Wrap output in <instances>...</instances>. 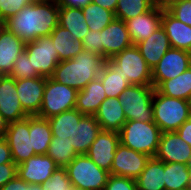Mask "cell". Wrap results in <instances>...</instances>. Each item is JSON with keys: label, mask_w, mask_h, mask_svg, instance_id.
Returning <instances> with one entry per match:
<instances>
[{"label": "cell", "mask_w": 191, "mask_h": 190, "mask_svg": "<svg viewBox=\"0 0 191 190\" xmlns=\"http://www.w3.org/2000/svg\"><path fill=\"white\" fill-rule=\"evenodd\" d=\"M48 121L53 135L51 142L71 145L78 154H86L102 130L94 115H84L76 108Z\"/></svg>", "instance_id": "obj_1"}, {"label": "cell", "mask_w": 191, "mask_h": 190, "mask_svg": "<svg viewBox=\"0 0 191 190\" xmlns=\"http://www.w3.org/2000/svg\"><path fill=\"white\" fill-rule=\"evenodd\" d=\"M59 5L57 2L30 3L5 21L6 28L24 43L38 37L50 36L58 26Z\"/></svg>", "instance_id": "obj_2"}, {"label": "cell", "mask_w": 191, "mask_h": 190, "mask_svg": "<svg viewBox=\"0 0 191 190\" xmlns=\"http://www.w3.org/2000/svg\"><path fill=\"white\" fill-rule=\"evenodd\" d=\"M105 62L101 55L83 50L72 59L60 61L51 78L80 91L99 77Z\"/></svg>", "instance_id": "obj_3"}, {"label": "cell", "mask_w": 191, "mask_h": 190, "mask_svg": "<svg viewBox=\"0 0 191 190\" xmlns=\"http://www.w3.org/2000/svg\"><path fill=\"white\" fill-rule=\"evenodd\" d=\"M106 63L115 72H120L129 85H152V69L136 45L117 53L111 59H107Z\"/></svg>", "instance_id": "obj_4"}, {"label": "cell", "mask_w": 191, "mask_h": 190, "mask_svg": "<svg viewBox=\"0 0 191 190\" xmlns=\"http://www.w3.org/2000/svg\"><path fill=\"white\" fill-rule=\"evenodd\" d=\"M161 130L154 122L129 120L119 132L120 143L149 157L156 155Z\"/></svg>", "instance_id": "obj_5"}, {"label": "cell", "mask_w": 191, "mask_h": 190, "mask_svg": "<svg viewBox=\"0 0 191 190\" xmlns=\"http://www.w3.org/2000/svg\"><path fill=\"white\" fill-rule=\"evenodd\" d=\"M153 120L161 132H173L191 117L187 100L159 93L153 97Z\"/></svg>", "instance_id": "obj_6"}, {"label": "cell", "mask_w": 191, "mask_h": 190, "mask_svg": "<svg viewBox=\"0 0 191 190\" xmlns=\"http://www.w3.org/2000/svg\"><path fill=\"white\" fill-rule=\"evenodd\" d=\"M154 92L153 85H130L123 91L119 101L127 121L154 122Z\"/></svg>", "instance_id": "obj_7"}, {"label": "cell", "mask_w": 191, "mask_h": 190, "mask_svg": "<svg viewBox=\"0 0 191 190\" xmlns=\"http://www.w3.org/2000/svg\"><path fill=\"white\" fill-rule=\"evenodd\" d=\"M65 168L71 185L85 190H103L110 175L86 154H78Z\"/></svg>", "instance_id": "obj_8"}, {"label": "cell", "mask_w": 191, "mask_h": 190, "mask_svg": "<svg viewBox=\"0 0 191 190\" xmlns=\"http://www.w3.org/2000/svg\"><path fill=\"white\" fill-rule=\"evenodd\" d=\"M78 91L46 78L43 101L39 113L41 118L49 119L55 115L75 109Z\"/></svg>", "instance_id": "obj_9"}, {"label": "cell", "mask_w": 191, "mask_h": 190, "mask_svg": "<svg viewBox=\"0 0 191 190\" xmlns=\"http://www.w3.org/2000/svg\"><path fill=\"white\" fill-rule=\"evenodd\" d=\"M25 51L31 61L32 69L42 77H52L60 60L50 36L38 37L35 41L26 43Z\"/></svg>", "instance_id": "obj_10"}, {"label": "cell", "mask_w": 191, "mask_h": 190, "mask_svg": "<svg viewBox=\"0 0 191 190\" xmlns=\"http://www.w3.org/2000/svg\"><path fill=\"white\" fill-rule=\"evenodd\" d=\"M191 66V53L171 47L152 68V85L156 89L163 81L174 79Z\"/></svg>", "instance_id": "obj_11"}, {"label": "cell", "mask_w": 191, "mask_h": 190, "mask_svg": "<svg viewBox=\"0 0 191 190\" xmlns=\"http://www.w3.org/2000/svg\"><path fill=\"white\" fill-rule=\"evenodd\" d=\"M29 116L23 120L8 123L4 138L10 147L16 165L36 155L29 134Z\"/></svg>", "instance_id": "obj_12"}, {"label": "cell", "mask_w": 191, "mask_h": 190, "mask_svg": "<svg viewBox=\"0 0 191 190\" xmlns=\"http://www.w3.org/2000/svg\"><path fill=\"white\" fill-rule=\"evenodd\" d=\"M150 157L121 143L117 146L111 167V174L136 179L144 170Z\"/></svg>", "instance_id": "obj_13"}, {"label": "cell", "mask_w": 191, "mask_h": 190, "mask_svg": "<svg viewBox=\"0 0 191 190\" xmlns=\"http://www.w3.org/2000/svg\"><path fill=\"white\" fill-rule=\"evenodd\" d=\"M154 157L164 163L189 165L191 162V146L176 131L163 132Z\"/></svg>", "instance_id": "obj_14"}, {"label": "cell", "mask_w": 191, "mask_h": 190, "mask_svg": "<svg viewBox=\"0 0 191 190\" xmlns=\"http://www.w3.org/2000/svg\"><path fill=\"white\" fill-rule=\"evenodd\" d=\"M120 144L117 132L101 130L91 144L86 155L100 168L110 172L115 157V151Z\"/></svg>", "instance_id": "obj_15"}, {"label": "cell", "mask_w": 191, "mask_h": 190, "mask_svg": "<svg viewBox=\"0 0 191 190\" xmlns=\"http://www.w3.org/2000/svg\"><path fill=\"white\" fill-rule=\"evenodd\" d=\"M57 168L56 163L48 155L37 154L17 165V175L29 184H43Z\"/></svg>", "instance_id": "obj_16"}, {"label": "cell", "mask_w": 191, "mask_h": 190, "mask_svg": "<svg viewBox=\"0 0 191 190\" xmlns=\"http://www.w3.org/2000/svg\"><path fill=\"white\" fill-rule=\"evenodd\" d=\"M0 114L7 123L20 121L29 116L20 104L16 80L8 75L0 76Z\"/></svg>", "instance_id": "obj_17"}, {"label": "cell", "mask_w": 191, "mask_h": 190, "mask_svg": "<svg viewBox=\"0 0 191 190\" xmlns=\"http://www.w3.org/2000/svg\"><path fill=\"white\" fill-rule=\"evenodd\" d=\"M46 78L35 77L16 80V90L23 110L29 115H37L40 111Z\"/></svg>", "instance_id": "obj_18"}, {"label": "cell", "mask_w": 191, "mask_h": 190, "mask_svg": "<svg viewBox=\"0 0 191 190\" xmlns=\"http://www.w3.org/2000/svg\"><path fill=\"white\" fill-rule=\"evenodd\" d=\"M101 43L106 60L133 45L126 23L117 18L101 31Z\"/></svg>", "instance_id": "obj_19"}, {"label": "cell", "mask_w": 191, "mask_h": 190, "mask_svg": "<svg viewBox=\"0 0 191 190\" xmlns=\"http://www.w3.org/2000/svg\"><path fill=\"white\" fill-rule=\"evenodd\" d=\"M162 14V10L153 6L148 12L125 21L133 45L145 40L162 26Z\"/></svg>", "instance_id": "obj_20"}, {"label": "cell", "mask_w": 191, "mask_h": 190, "mask_svg": "<svg viewBox=\"0 0 191 190\" xmlns=\"http://www.w3.org/2000/svg\"><path fill=\"white\" fill-rule=\"evenodd\" d=\"M102 130L119 133L126 117L119 98H106L94 115Z\"/></svg>", "instance_id": "obj_21"}, {"label": "cell", "mask_w": 191, "mask_h": 190, "mask_svg": "<svg viewBox=\"0 0 191 190\" xmlns=\"http://www.w3.org/2000/svg\"><path fill=\"white\" fill-rule=\"evenodd\" d=\"M162 28L171 47L191 53V26L178 20L169 11H163Z\"/></svg>", "instance_id": "obj_22"}, {"label": "cell", "mask_w": 191, "mask_h": 190, "mask_svg": "<svg viewBox=\"0 0 191 190\" xmlns=\"http://www.w3.org/2000/svg\"><path fill=\"white\" fill-rule=\"evenodd\" d=\"M24 43L13 32L5 28L0 35V76L9 75L18 55L25 50Z\"/></svg>", "instance_id": "obj_23"}, {"label": "cell", "mask_w": 191, "mask_h": 190, "mask_svg": "<svg viewBox=\"0 0 191 190\" xmlns=\"http://www.w3.org/2000/svg\"><path fill=\"white\" fill-rule=\"evenodd\" d=\"M136 46L151 69L159 63L160 59L171 48L168 36L162 26L148 38L137 43Z\"/></svg>", "instance_id": "obj_24"}, {"label": "cell", "mask_w": 191, "mask_h": 190, "mask_svg": "<svg viewBox=\"0 0 191 190\" xmlns=\"http://www.w3.org/2000/svg\"><path fill=\"white\" fill-rule=\"evenodd\" d=\"M106 98L103 83L98 77L78 91L75 108L84 115H95Z\"/></svg>", "instance_id": "obj_25"}, {"label": "cell", "mask_w": 191, "mask_h": 190, "mask_svg": "<svg viewBox=\"0 0 191 190\" xmlns=\"http://www.w3.org/2000/svg\"><path fill=\"white\" fill-rule=\"evenodd\" d=\"M135 181L138 190H165L164 162L150 157Z\"/></svg>", "instance_id": "obj_26"}, {"label": "cell", "mask_w": 191, "mask_h": 190, "mask_svg": "<svg viewBox=\"0 0 191 190\" xmlns=\"http://www.w3.org/2000/svg\"><path fill=\"white\" fill-rule=\"evenodd\" d=\"M72 36L73 34L69 30L60 25L50 34L60 61L72 59L83 51L82 40H74Z\"/></svg>", "instance_id": "obj_27"}, {"label": "cell", "mask_w": 191, "mask_h": 190, "mask_svg": "<svg viewBox=\"0 0 191 190\" xmlns=\"http://www.w3.org/2000/svg\"><path fill=\"white\" fill-rule=\"evenodd\" d=\"M58 25L69 30L74 40H82L89 31L82 8L59 6Z\"/></svg>", "instance_id": "obj_28"}, {"label": "cell", "mask_w": 191, "mask_h": 190, "mask_svg": "<svg viewBox=\"0 0 191 190\" xmlns=\"http://www.w3.org/2000/svg\"><path fill=\"white\" fill-rule=\"evenodd\" d=\"M29 130L34 153L46 154L53 137L48 119L29 116Z\"/></svg>", "instance_id": "obj_29"}, {"label": "cell", "mask_w": 191, "mask_h": 190, "mask_svg": "<svg viewBox=\"0 0 191 190\" xmlns=\"http://www.w3.org/2000/svg\"><path fill=\"white\" fill-rule=\"evenodd\" d=\"M156 90L169 97L187 100L191 95V66L174 79L163 81Z\"/></svg>", "instance_id": "obj_30"}, {"label": "cell", "mask_w": 191, "mask_h": 190, "mask_svg": "<svg viewBox=\"0 0 191 190\" xmlns=\"http://www.w3.org/2000/svg\"><path fill=\"white\" fill-rule=\"evenodd\" d=\"M82 10L85 21L91 31H102L116 18L114 12L94 4L93 2L82 7Z\"/></svg>", "instance_id": "obj_31"}, {"label": "cell", "mask_w": 191, "mask_h": 190, "mask_svg": "<svg viewBox=\"0 0 191 190\" xmlns=\"http://www.w3.org/2000/svg\"><path fill=\"white\" fill-rule=\"evenodd\" d=\"M99 78L103 83L107 98H119L123 91L130 86L125 82L120 72H115L106 62L99 74Z\"/></svg>", "instance_id": "obj_32"}, {"label": "cell", "mask_w": 191, "mask_h": 190, "mask_svg": "<svg viewBox=\"0 0 191 190\" xmlns=\"http://www.w3.org/2000/svg\"><path fill=\"white\" fill-rule=\"evenodd\" d=\"M165 190H178L188 187L190 177L187 164L164 163Z\"/></svg>", "instance_id": "obj_33"}, {"label": "cell", "mask_w": 191, "mask_h": 190, "mask_svg": "<svg viewBox=\"0 0 191 190\" xmlns=\"http://www.w3.org/2000/svg\"><path fill=\"white\" fill-rule=\"evenodd\" d=\"M153 6V0H118L115 17L125 22L139 14L148 12Z\"/></svg>", "instance_id": "obj_34"}, {"label": "cell", "mask_w": 191, "mask_h": 190, "mask_svg": "<svg viewBox=\"0 0 191 190\" xmlns=\"http://www.w3.org/2000/svg\"><path fill=\"white\" fill-rule=\"evenodd\" d=\"M46 155H48L58 167L65 168L78 153L71 145L50 142Z\"/></svg>", "instance_id": "obj_35"}, {"label": "cell", "mask_w": 191, "mask_h": 190, "mask_svg": "<svg viewBox=\"0 0 191 190\" xmlns=\"http://www.w3.org/2000/svg\"><path fill=\"white\" fill-rule=\"evenodd\" d=\"M8 76L15 80L40 77L36 70L32 69L31 61L25 50L18 55V58L14 62V66Z\"/></svg>", "instance_id": "obj_36"}, {"label": "cell", "mask_w": 191, "mask_h": 190, "mask_svg": "<svg viewBox=\"0 0 191 190\" xmlns=\"http://www.w3.org/2000/svg\"><path fill=\"white\" fill-rule=\"evenodd\" d=\"M43 190H70L71 182L68 178L66 168L58 167L50 179L41 184Z\"/></svg>", "instance_id": "obj_37"}, {"label": "cell", "mask_w": 191, "mask_h": 190, "mask_svg": "<svg viewBox=\"0 0 191 190\" xmlns=\"http://www.w3.org/2000/svg\"><path fill=\"white\" fill-rule=\"evenodd\" d=\"M30 3L29 0H0V20L5 22Z\"/></svg>", "instance_id": "obj_38"}, {"label": "cell", "mask_w": 191, "mask_h": 190, "mask_svg": "<svg viewBox=\"0 0 191 190\" xmlns=\"http://www.w3.org/2000/svg\"><path fill=\"white\" fill-rule=\"evenodd\" d=\"M103 190H138L136 181L131 178L109 175L107 184Z\"/></svg>", "instance_id": "obj_39"}, {"label": "cell", "mask_w": 191, "mask_h": 190, "mask_svg": "<svg viewBox=\"0 0 191 190\" xmlns=\"http://www.w3.org/2000/svg\"><path fill=\"white\" fill-rule=\"evenodd\" d=\"M83 50L99 54L103 57L101 31L89 30L86 36L82 39Z\"/></svg>", "instance_id": "obj_40"}, {"label": "cell", "mask_w": 191, "mask_h": 190, "mask_svg": "<svg viewBox=\"0 0 191 190\" xmlns=\"http://www.w3.org/2000/svg\"><path fill=\"white\" fill-rule=\"evenodd\" d=\"M168 11L181 22L191 26V0H181Z\"/></svg>", "instance_id": "obj_41"}, {"label": "cell", "mask_w": 191, "mask_h": 190, "mask_svg": "<svg viewBox=\"0 0 191 190\" xmlns=\"http://www.w3.org/2000/svg\"><path fill=\"white\" fill-rule=\"evenodd\" d=\"M0 190H43L41 184H29L16 175L8 181Z\"/></svg>", "instance_id": "obj_42"}, {"label": "cell", "mask_w": 191, "mask_h": 190, "mask_svg": "<svg viewBox=\"0 0 191 190\" xmlns=\"http://www.w3.org/2000/svg\"><path fill=\"white\" fill-rule=\"evenodd\" d=\"M17 175L15 163L0 164V188Z\"/></svg>", "instance_id": "obj_43"}, {"label": "cell", "mask_w": 191, "mask_h": 190, "mask_svg": "<svg viewBox=\"0 0 191 190\" xmlns=\"http://www.w3.org/2000/svg\"><path fill=\"white\" fill-rule=\"evenodd\" d=\"M14 163L12 153L4 137H0V164Z\"/></svg>", "instance_id": "obj_44"}, {"label": "cell", "mask_w": 191, "mask_h": 190, "mask_svg": "<svg viewBox=\"0 0 191 190\" xmlns=\"http://www.w3.org/2000/svg\"><path fill=\"white\" fill-rule=\"evenodd\" d=\"M178 135L191 146V117L186 120L176 131Z\"/></svg>", "instance_id": "obj_45"}, {"label": "cell", "mask_w": 191, "mask_h": 190, "mask_svg": "<svg viewBox=\"0 0 191 190\" xmlns=\"http://www.w3.org/2000/svg\"><path fill=\"white\" fill-rule=\"evenodd\" d=\"M59 6H67L70 8H82L92 2V0H56Z\"/></svg>", "instance_id": "obj_46"}, {"label": "cell", "mask_w": 191, "mask_h": 190, "mask_svg": "<svg viewBox=\"0 0 191 190\" xmlns=\"http://www.w3.org/2000/svg\"><path fill=\"white\" fill-rule=\"evenodd\" d=\"M181 0H153V4L155 7L162 11H168L175 4L180 2Z\"/></svg>", "instance_id": "obj_47"}, {"label": "cell", "mask_w": 191, "mask_h": 190, "mask_svg": "<svg viewBox=\"0 0 191 190\" xmlns=\"http://www.w3.org/2000/svg\"><path fill=\"white\" fill-rule=\"evenodd\" d=\"M92 2L115 13L118 0H92Z\"/></svg>", "instance_id": "obj_48"}, {"label": "cell", "mask_w": 191, "mask_h": 190, "mask_svg": "<svg viewBox=\"0 0 191 190\" xmlns=\"http://www.w3.org/2000/svg\"><path fill=\"white\" fill-rule=\"evenodd\" d=\"M7 127H8L7 121L0 114V137H4Z\"/></svg>", "instance_id": "obj_49"}, {"label": "cell", "mask_w": 191, "mask_h": 190, "mask_svg": "<svg viewBox=\"0 0 191 190\" xmlns=\"http://www.w3.org/2000/svg\"><path fill=\"white\" fill-rule=\"evenodd\" d=\"M31 3L55 2L56 0H29Z\"/></svg>", "instance_id": "obj_50"}, {"label": "cell", "mask_w": 191, "mask_h": 190, "mask_svg": "<svg viewBox=\"0 0 191 190\" xmlns=\"http://www.w3.org/2000/svg\"><path fill=\"white\" fill-rule=\"evenodd\" d=\"M189 179H188V188L191 189V165H188Z\"/></svg>", "instance_id": "obj_51"}, {"label": "cell", "mask_w": 191, "mask_h": 190, "mask_svg": "<svg viewBox=\"0 0 191 190\" xmlns=\"http://www.w3.org/2000/svg\"><path fill=\"white\" fill-rule=\"evenodd\" d=\"M5 28H6L5 22H3V21L0 20V35H1L2 31H3Z\"/></svg>", "instance_id": "obj_52"}, {"label": "cell", "mask_w": 191, "mask_h": 190, "mask_svg": "<svg viewBox=\"0 0 191 190\" xmlns=\"http://www.w3.org/2000/svg\"><path fill=\"white\" fill-rule=\"evenodd\" d=\"M70 190H85V189H83L81 187H77V186L71 185Z\"/></svg>", "instance_id": "obj_53"}, {"label": "cell", "mask_w": 191, "mask_h": 190, "mask_svg": "<svg viewBox=\"0 0 191 190\" xmlns=\"http://www.w3.org/2000/svg\"><path fill=\"white\" fill-rule=\"evenodd\" d=\"M188 105H189V109H190V113H191V95L190 97L187 99Z\"/></svg>", "instance_id": "obj_54"}, {"label": "cell", "mask_w": 191, "mask_h": 190, "mask_svg": "<svg viewBox=\"0 0 191 190\" xmlns=\"http://www.w3.org/2000/svg\"><path fill=\"white\" fill-rule=\"evenodd\" d=\"M178 190H191L188 187L182 188V189H178Z\"/></svg>", "instance_id": "obj_55"}]
</instances>
